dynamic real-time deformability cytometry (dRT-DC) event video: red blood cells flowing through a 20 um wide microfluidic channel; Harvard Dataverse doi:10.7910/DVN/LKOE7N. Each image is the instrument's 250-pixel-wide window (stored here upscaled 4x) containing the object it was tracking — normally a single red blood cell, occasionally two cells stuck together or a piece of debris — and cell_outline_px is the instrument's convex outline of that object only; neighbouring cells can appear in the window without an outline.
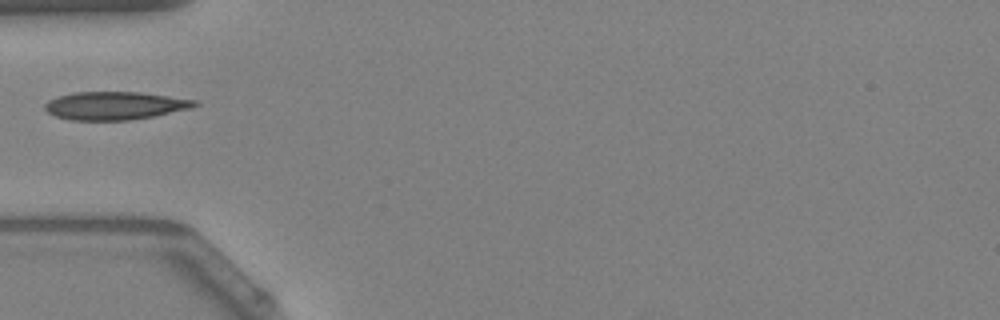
{"species": "Egyptian fruit bat (a non-hibernating species)", "species_latin": "Rousettus aegyptiacus", "temperature_condition": "warm", "stored_images_in_passage": 36, "camera_frame_rate_fps": 3000, "um_per_image_px": 0.085, "animal": {"sex": "female"}, "frame": {"image": 1, "passage_image": 1, "time_ms": 0.0, "image_size_px": [1000, 320], "cell_outline_px": [[200, 104], [192, 108], [132, 120], [72, 120], [56, 116], [48, 112], [44, 108], [44, 104], [48, 100], [60, 96], [76, 92], [140, 92], [200, 100]], "centroid_in_image_um": [9.82, 8.97], "position_along_channel_um": 75.2, "area_um2": 24.51}}
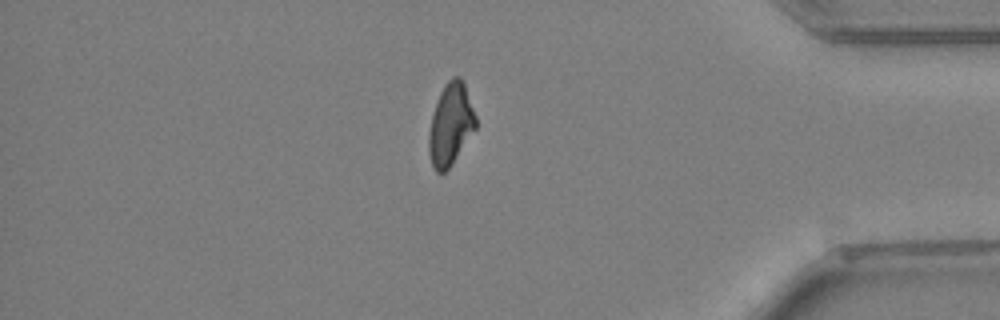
{"frame": {"image": 2, "passage_image": 28, "time_ms": 9.0, "image_size_px": [1000, 320], "cell_outline_px": [[476, 128], [448, 168], [444, 172], [436, 172], [432, 164], [428, 152], [428, 136], [432, 116], [440, 92], [444, 84], [452, 76], [460, 76], [464, 84], [476, 116]], "centroid_in_image_um": [38.29, 10.55], "position_along_channel_um": 396.9, "area_um2": 22.02}}
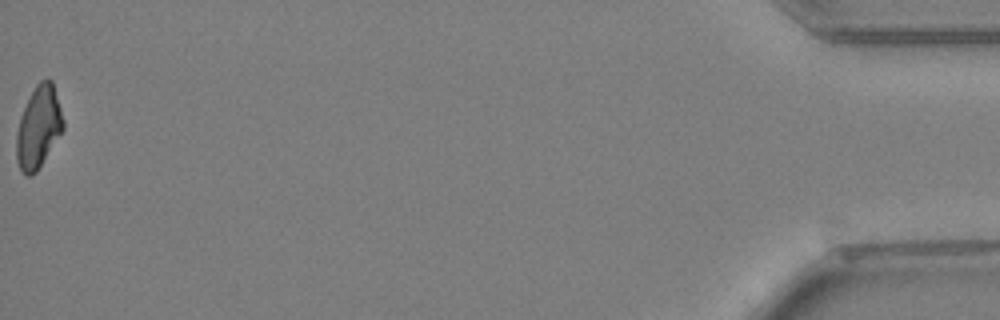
{"frame": {"image": 3, "passage_image": 36, "time_ms": 11.667, "image_size_px": [1000, 320], "cell_outline_px": [[64, 128], [36, 172], [32, 176], [24, 176], [20, 172], [16, 160], [16, 136], [20, 116], [36, 84], [40, 80], [52, 80], [64, 120]], "centroid_in_image_um": [3.25, 10.85], "position_along_channel_um": 431.9, "area_um2": 22.2}}